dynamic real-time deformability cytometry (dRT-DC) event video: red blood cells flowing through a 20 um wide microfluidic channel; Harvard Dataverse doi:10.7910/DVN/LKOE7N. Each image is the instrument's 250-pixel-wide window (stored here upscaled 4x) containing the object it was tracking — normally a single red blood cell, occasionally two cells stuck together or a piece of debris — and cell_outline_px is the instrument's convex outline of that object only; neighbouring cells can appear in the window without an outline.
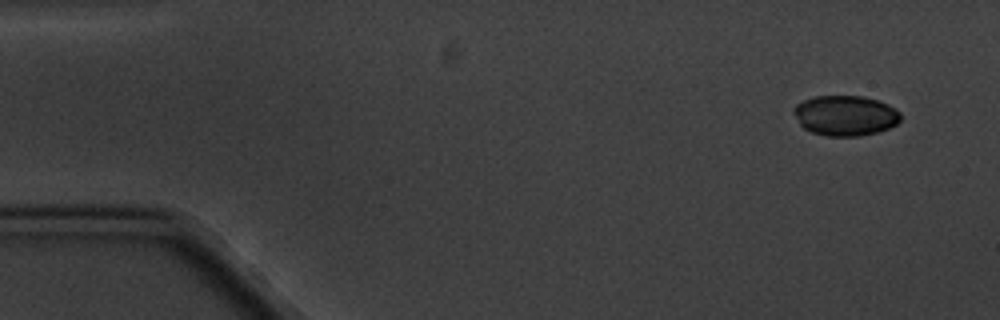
{"species": "common noctule bat (a hibernating species)", "species_latin": "Nyctalus noctula", "temperature_condition": "cold", "stored_images_in_passage": 4, "camera_frame_rate_fps": 3000, "um_per_image_px": 0.085, "animal": {"sex": "male", "body_mass_g": 20.1, "forearm_length_mm": 53.5}, "frame": {"image": 1, "passage_image": 1, "time_ms": 0.0, "image_size_px": [1000, 320], "cell_outline_px": [[900, 120], [896, 124], [888, 128], [876, 132], [860, 136], [828, 136], [812, 132], [804, 128], [800, 124], [792, 112], [792, 108], [796, 104], [804, 100], [816, 96], [860, 96], [876, 100], [888, 104], [896, 108], [900, 112]], "centroid_in_image_um": [71.83, 9.82], "position_along_channel_um": 13.2, "area_um2": 25.03}}